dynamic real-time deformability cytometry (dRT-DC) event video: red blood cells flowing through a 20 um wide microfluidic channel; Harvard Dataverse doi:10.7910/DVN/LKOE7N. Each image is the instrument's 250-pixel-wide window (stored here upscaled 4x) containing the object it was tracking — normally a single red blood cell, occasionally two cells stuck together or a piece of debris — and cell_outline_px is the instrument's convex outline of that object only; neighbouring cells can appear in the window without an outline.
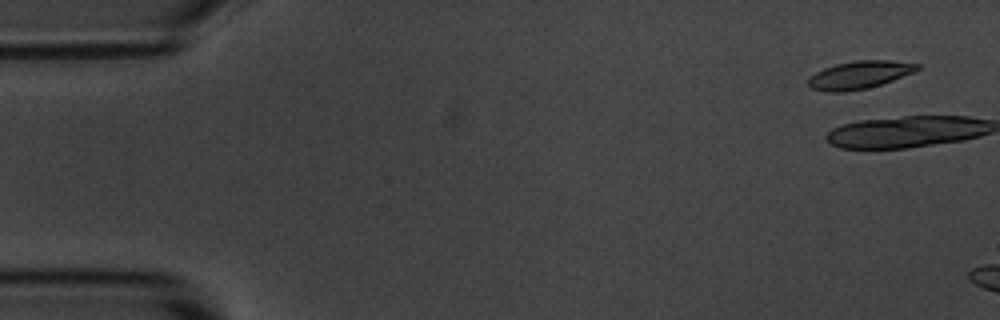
{"species": "common noctule bat (a hibernating species)", "species_latin": "Nyctalus noctula", "temperature_condition": "room temperature", "stored_images_in_passage": 2, "camera_frame_rate_fps": 3000, "um_per_image_px": 0.085, "animal": {"sex": "male", "body_mass_g": 20.1, "forearm_length_mm": 53.5}, "frame": {"image": 1, "passage_image": 1, "time_ms": 0.0, "image_size_px": [1000, 320], "cell_outline_px": [[920, 68], [916, 72], [880, 84], [864, 88], [844, 92], [828, 92], [812, 88], [808, 84], [808, 80], [816, 72], [824, 68], [836, 64], [856, 60], [888, 60], [920, 64]], "centroid_in_image_um": [73.08, 6.35], "position_along_channel_um": 11.9, "area_um2": 17.46}}